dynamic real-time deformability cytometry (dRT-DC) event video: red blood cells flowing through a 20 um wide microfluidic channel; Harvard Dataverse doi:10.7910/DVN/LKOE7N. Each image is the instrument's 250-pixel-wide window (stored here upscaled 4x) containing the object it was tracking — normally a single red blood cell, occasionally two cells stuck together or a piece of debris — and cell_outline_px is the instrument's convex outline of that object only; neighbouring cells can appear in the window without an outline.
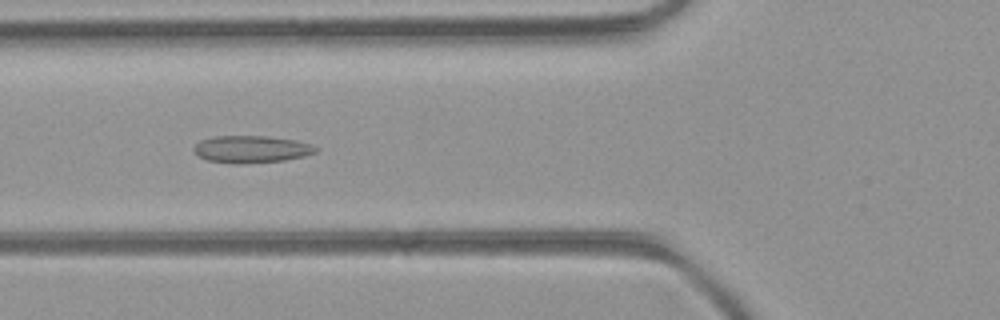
{"species": "common noctule bat (a hibernating species)", "species_latin": "Nyctalus noctula", "temperature_condition": "room temperature", "stored_images_in_passage": 49, "camera_frame_rate_fps": 3000, "um_per_image_px": 0.085, "animal": {"sex": "female", "body_mass_g": 21.9}, "frame": {"image": 1, "passage_image": 19, "time_ms": 6.0, "image_size_px": [1000, 320], "cell_outline_px": [[320, 148], [316, 152], [304, 156], [284, 160], [244, 164], [232, 164], [208, 160], [192, 152], [192, 148], [200, 140], [216, 136], [268, 136], [296, 140], [312, 144]], "centroid_in_image_um": [21.37, 12.68], "position_along_channel_um": 104.4, "area_um2": 19.54}}
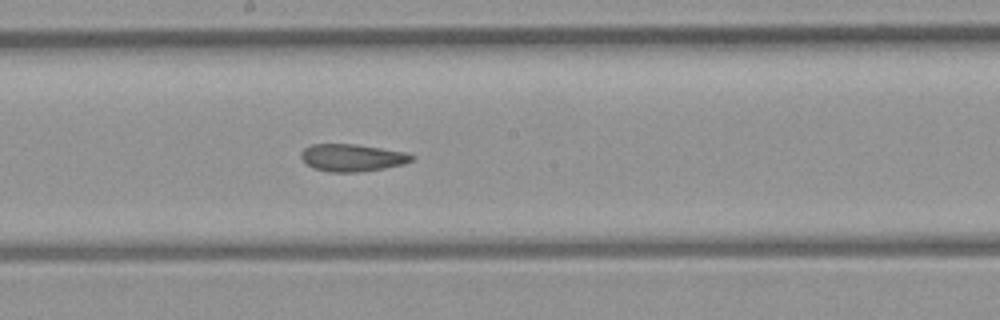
{"frame": {"image": 2, "passage_image": 27, "time_ms": 8.667, "image_size_px": [1000, 320], "cell_outline_px": [[416, 156], [412, 160], [404, 164], [384, 168], [360, 172], [328, 172], [312, 168], [300, 156], [300, 152], [304, 148], [312, 144], [356, 144], [404, 152]], "centroid_in_image_um": [29.92, 13.4], "position_along_channel_um": 218.3, "area_um2": 17.63}}
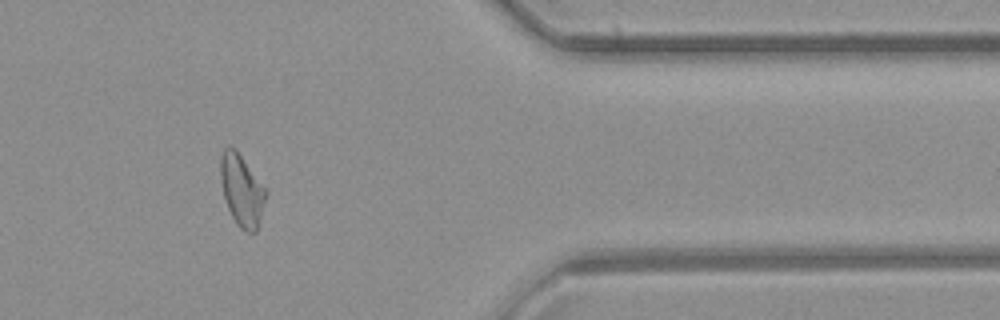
{"frame": {"image": 3, "passage_image": 41, "time_ms": 13.333, "image_size_px": [1000, 320], "cell_outline_px": [[268, 192], [260, 220], [256, 232], [248, 232], [240, 228], [236, 224], [228, 208], [224, 196], [220, 180], [220, 156], [224, 148], [228, 144], [236, 148]], "centroid_in_image_um": [20.54, 16.14], "position_along_channel_um": 390.9, "area_um2": 19.07}, "authors_computed_cell_mechanics": {"area_um2": 19.2474, "velocity_mm_per_s": 4.2516, "shape_relaxation_time_tau1_ms": null, "shape_relaxation_time_tau2_ms": 2.3245, "deformation_change_tau1": null, "deformation_change_tau2": 0.0887}}